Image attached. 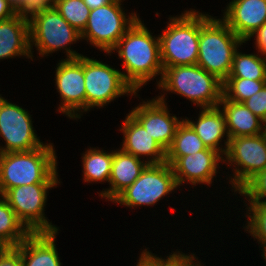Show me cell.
<instances>
[{"instance_id":"6da1fadb","label":"cell","mask_w":266,"mask_h":266,"mask_svg":"<svg viewBox=\"0 0 266 266\" xmlns=\"http://www.w3.org/2000/svg\"><path fill=\"white\" fill-rule=\"evenodd\" d=\"M152 34L139 17L111 52L107 53L111 55L115 51L118 52V59L122 60L121 64L125 70L122 75L136 93L160 75L159 81L156 79L158 85L162 77L159 36Z\"/></svg>"},{"instance_id":"7a4b0ae2","label":"cell","mask_w":266,"mask_h":266,"mask_svg":"<svg viewBox=\"0 0 266 266\" xmlns=\"http://www.w3.org/2000/svg\"><path fill=\"white\" fill-rule=\"evenodd\" d=\"M53 143L31 151L0 153V195L9 189L35 183H61Z\"/></svg>"},{"instance_id":"3957f363","label":"cell","mask_w":266,"mask_h":266,"mask_svg":"<svg viewBox=\"0 0 266 266\" xmlns=\"http://www.w3.org/2000/svg\"><path fill=\"white\" fill-rule=\"evenodd\" d=\"M222 86L221 80L197 64L166 67L157 85L164 94L160 92L161 95L156 98L166 103L165 95L169 92L186 97L191 103L201 107L200 109L216 107L221 101Z\"/></svg>"},{"instance_id":"277c9868","label":"cell","mask_w":266,"mask_h":266,"mask_svg":"<svg viewBox=\"0 0 266 266\" xmlns=\"http://www.w3.org/2000/svg\"><path fill=\"white\" fill-rule=\"evenodd\" d=\"M243 43L221 18L201 12L199 67L223 82L231 72L234 53Z\"/></svg>"},{"instance_id":"5b68a950","label":"cell","mask_w":266,"mask_h":266,"mask_svg":"<svg viewBox=\"0 0 266 266\" xmlns=\"http://www.w3.org/2000/svg\"><path fill=\"white\" fill-rule=\"evenodd\" d=\"M168 19L167 27L158 35L163 69L197 64L201 12L190 8Z\"/></svg>"},{"instance_id":"8992f818","label":"cell","mask_w":266,"mask_h":266,"mask_svg":"<svg viewBox=\"0 0 266 266\" xmlns=\"http://www.w3.org/2000/svg\"><path fill=\"white\" fill-rule=\"evenodd\" d=\"M29 36L32 61L35 60L33 46L37 48V54L42 58L62 49L66 53V59L79 58L83 55L70 49L71 44L81 41L80 32L72 27L55 7L39 14L29 23Z\"/></svg>"},{"instance_id":"52a82bcc","label":"cell","mask_w":266,"mask_h":266,"mask_svg":"<svg viewBox=\"0 0 266 266\" xmlns=\"http://www.w3.org/2000/svg\"><path fill=\"white\" fill-rule=\"evenodd\" d=\"M125 0H112L110 3L91 9L88 22L80 33L81 41L86 40L95 48L110 53L125 32L140 17L136 12L128 15L121 6ZM122 2V3H121Z\"/></svg>"},{"instance_id":"ba28073f","label":"cell","mask_w":266,"mask_h":266,"mask_svg":"<svg viewBox=\"0 0 266 266\" xmlns=\"http://www.w3.org/2000/svg\"><path fill=\"white\" fill-rule=\"evenodd\" d=\"M224 163L228 168L233 167L228 183L237 194L253 177L266 170L265 133L230 138Z\"/></svg>"},{"instance_id":"9c48e42d","label":"cell","mask_w":266,"mask_h":266,"mask_svg":"<svg viewBox=\"0 0 266 266\" xmlns=\"http://www.w3.org/2000/svg\"><path fill=\"white\" fill-rule=\"evenodd\" d=\"M172 166L167 162L148 164L134 183L123 190L112 202L128 208L154 206L177 190Z\"/></svg>"},{"instance_id":"30bf717a","label":"cell","mask_w":266,"mask_h":266,"mask_svg":"<svg viewBox=\"0 0 266 266\" xmlns=\"http://www.w3.org/2000/svg\"><path fill=\"white\" fill-rule=\"evenodd\" d=\"M84 81L86 91V112L107 106L123 95L138 93L125 81L121 70L84 55Z\"/></svg>"},{"instance_id":"8fae6325","label":"cell","mask_w":266,"mask_h":266,"mask_svg":"<svg viewBox=\"0 0 266 266\" xmlns=\"http://www.w3.org/2000/svg\"><path fill=\"white\" fill-rule=\"evenodd\" d=\"M60 183H35L9 189L3 197L18 219L31 233L57 232L59 227L46 218L48 190L56 188ZM48 219V220H47Z\"/></svg>"},{"instance_id":"7c38bea8","label":"cell","mask_w":266,"mask_h":266,"mask_svg":"<svg viewBox=\"0 0 266 266\" xmlns=\"http://www.w3.org/2000/svg\"><path fill=\"white\" fill-rule=\"evenodd\" d=\"M32 115L22 106L12 103L0 94V153L31 151L41 147L33 127Z\"/></svg>"},{"instance_id":"4fadbf2b","label":"cell","mask_w":266,"mask_h":266,"mask_svg":"<svg viewBox=\"0 0 266 266\" xmlns=\"http://www.w3.org/2000/svg\"><path fill=\"white\" fill-rule=\"evenodd\" d=\"M57 63L54 80L61 103L56 111L70 119H80L83 112L86 114L84 55Z\"/></svg>"},{"instance_id":"5bb4252c","label":"cell","mask_w":266,"mask_h":266,"mask_svg":"<svg viewBox=\"0 0 266 266\" xmlns=\"http://www.w3.org/2000/svg\"><path fill=\"white\" fill-rule=\"evenodd\" d=\"M140 103L137 107H133L129 113L167 151L184 118L180 117L179 120V117L171 114L168 110V103H164L156 97Z\"/></svg>"},{"instance_id":"9a60e30c","label":"cell","mask_w":266,"mask_h":266,"mask_svg":"<svg viewBox=\"0 0 266 266\" xmlns=\"http://www.w3.org/2000/svg\"><path fill=\"white\" fill-rule=\"evenodd\" d=\"M219 163L224 164V156L220 152L208 148L181 156L171 166L179 188L185 182L194 187L198 184L210 187L214 182L213 178L217 176L221 167Z\"/></svg>"},{"instance_id":"2e32d148","label":"cell","mask_w":266,"mask_h":266,"mask_svg":"<svg viewBox=\"0 0 266 266\" xmlns=\"http://www.w3.org/2000/svg\"><path fill=\"white\" fill-rule=\"evenodd\" d=\"M122 126V127H121ZM119 131L123 134L120 149L125 153L142 159L147 164H162L166 162V151L156 142L145 128L130 114H126ZM141 157V158H140Z\"/></svg>"},{"instance_id":"e0dca14e","label":"cell","mask_w":266,"mask_h":266,"mask_svg":"<svg viewBox=\"0 0 266 266\" xmlns=\"http://www.w3.org/2000/svg\"><path fill=\"white\" fill-rule=\"evenodd\" d=\"M221 19L244 42L266 22V0H231Z\"/></svg>"},{"instance_id":"ac0fdd59","label":"cell","mask_w":266,"mask_h":266,"mask_svg":"<svg viewBox=\"0 0 266 266\" xmlns=\"http://www.w3.org/2000/svg\"><path fill=\"white\" fill-rule=\"evenodd\" d=\"M184 120L194 129L207 148L216 150L225 156L229 145V134L226 117L220 106L202 108L196 121L188 117ZM222 139L224 145H222Z\"/></svg>"},{"instance_id":"d6986e66","label":"cell","mask_w":266,"mask_h":266,"mask_svg":"<svg viewBox=\"0 0 266 266\" xmlns=\"http://www.w3.org/2000/svg\"><path fill=\"white\" fill-rule=\"evenodd\" d=\"M147 165L144 158L139 159L116 148L113 150L110 187L100 191L99 196L112 202L123 190L134 183Z\"/></svg>"},{"instance_id":"ffe728a7","label":"cell","mask_w":266,"mask_h":266,"mask_svg":"<svg viewBox=\"0 0 266 266\" xmlns=\"http://www.w3.org/2000/svg\"><path fill=\"white\" fill-rule=\"evenodd\" d=\"M59 232L31 233L15 248L21 253L23 266H62L56 248Z\"/></svg>"},{"instance_id":"44dd1931","label":"cell","mask_w":266,"mask_h":266,"mask_svg":"<svg viewBox=\"0 0 266 266\" xmlns=\"http://www.w3.org/2000/svg\"><path fill=\"white\" fill-rule=\"evenodd\" d=\"M28 58L30 53L29 23L16 15L0 20V60L16 57Z\"/></svg>"},{"instance_id":"7402d4cb","label":"cell","mask_w":266,"mask_h":266,"mask_svg":"<svg viewBox=\"0 0 266 266\" xmlns=\"http://www.w3.org/2000/svg\"><path fill=\"white\" fill-rule=\"evenodd\" d=\"M219 106L226 117L229 139L264 133V121L254 115L243 103L230 101L222 95Z\"/></svg>"},{"instance_id":"603a6c76","label":"cell","mask_w":266,"mask_h":266,"mask_svg":"<svg viewBox=\"0 0 266 266\" xmlns=\"http://www.w3.org/2000/svg\"><path fill=\"white\" fill-rule=\"evenodd\" d=\"M81 155L84 183H109L113 150L106 152V150H101V148L99 149L98 147H89Z\"/></svg>"},{"instance_id":"cb8c5ba5","label":"cell","mask_w":266,"mask_h":266,"mask_svg":"<svg viewBox=\"0 0 266 266\" xmlns=\"http://www.w3.org/2000/svg\"><path fill=\"white\" fill-rule=\"evenodd\" d=\"M31 232L18 219L8 201L0 195V248L16 247Z\"/></svg>"},{"instance_id":"d4e9b609","label":"cell","mask_w":266,"mask_h":266,"mask_svg":"<svg viewBox=\"0 0 266 266\" xmlns=\"http://www.w3.org/2000/svg\"><path fill=\"white\" fill-rule=\"evenodd\" d=\"M208 149L194 129L183 120L178 126L173 142L166 151V162L172 165L179 157Z\"/></svg>"},{"instance_id":"484cf974","label":"cell","mask_w":266,"mask_h":266,"mask_svg":"<svg viewBox=\"0 0 266 266\" xmlns=\"http://www.w3.org/2000/svg\"><path fill=\"white\" fill-rule=\"evenodd\" d=\"M238 50L234 53L232 69L227 78L266 80V57L259 52L245 54Z\"/></svg>"},{"instance_id":"4316f807","label":"cell","mask_w":266,"mask_h":266,"mask_svg":"<svg viewBox=\"0 0 266 266\" xmlns=\"http://www.w3.org/2000/svg\"><path fill=\"white\" fill-rule=\"evenodd\" d=\"M265 84L266 80L226 78L223 81L222 95L230 101L242 103L260 91Z\"/></svg>"},{"instance_id":"83f0119b","label":"cell","mask_w":266,"mask_h":266,"mask_svg":"<svg viewBox=\"0 0 266 266\" xmlns=\"http://www.w3.org/2000/svg\"><path fill=\"white\" fill-rule=\"evenodd\" d=\"M248 205V206H247ZM247 225L243 227L254 240L257 239L260 250L266 249V203H245Z\"/></svg>"},{"instance_id":"f1b7e54d","label":"cell","mask_w":266,"mask_h":266,"mask_svg":"<svg viewBox=\"0 0 266 266\" xmlns=\"http://www.w3.org/2000/svg\"><path fill=\"white\" fill-rule=\"evenodd\" d=\"M54 7L77 31L81 33L84 30L91 9L83 0H55Z\"/></svg>"},{"instance_id":"f546056e","label":"cell","mask_w":266,"mask_h":266,"mask_svg":"<svg viewBox=\"0 0 266 266\" xmlns=\"http://www.w3.org/2000/svg\"><path fill=\"white\" fill-rule=\"evenodd\" d=\"M238 194L247 198L244 202L266 203V170L253 177Z\"/></svg>"},{"instance_id":"4dcf8cb0","label":"cell","mask_w":266,"mask_h":266,"mask_svg":"<svg viewBox=\"0 0 266 266\" xmlns=\"http://www.w3.org/2000/svg\"><path fill=\"white\" fill-rule=\"evenodd\" d=\"M54 3L55 0H24L15 10V15L31 23L39 14L54 8Z\"/></svg>"},{"instance_id":"1f68e13d","label":"cell","mask_w":266,"mask_h":266,"mask_svg":"<svg viewBox=\"0 0 266 266\" xmlns=\"http://www.w3.org/2000/svg\"><path fill=\"white\" fill-rule=\"evenodd\" d=\"M161 266H201V261L196 258L195 253L173 251L165 258L161 256Z\"/></svg>"},{"instance_id":"d6a6232c","label":"cell","mask_w":266,"mask_h":266,"mask_svg":"<svg viewBox=\"0 0 266 266\" xmlns=\"http://www.w3.org/2000/svg\"><path fill=\"white\" fill-rule=\"evenodd\" d=\"M254 115L266 120V84L264 87L242 102Z\"/></svg>"},{"instance_id":"836d02e7","label":"cell","mask_w":266,"mask_h":266,"mask_svg":"<svg viewBox=\"0 0 266 266\" xmlns=\"http://www.w3.org/2000/svg\"><path fill=\"white\" fill-rule=\"evenodd\" d=\"M0 266H23L21 253L15 247L0 248Z\"/></svg>"},{"instance_id":"e575fe53","label":"cell","mask_w":266,"mask_h":266,"mask_svg":"<svg viewBox=\"0 0 266 266\" xmlns=\"http://www.w3.org/2000/svg\"><path fill=\"white\" fill-rule=\"evenodd\" d=\"M255 37V38H254ZM251 38H254L255 40V46L257 52L264 55L266 57V22L258 29L256 30L249 38L245 41H250Z\"/></svg>"},{"instance_id":"d590c367","label":"cell","mask_w":266,"mask_h":266,"mask_svg":"<svg viewBox=\"0 0 266 266\" xmlns=\"http://www.w3.org/2000/svg\"><path fill=\"white\" fill-rule=\"evenodd\" d=\"M139 256L136 266H161V256H157L147 248L142 250Z\"/></svg>"},{"instance_id":"8d00e7d4","label":"cell","mask_w":266,"mask_h":266,"mask_svg":"<svg viewBox=\"0 0 266 266\" xmlns=\"http://www.w3.org/2000/svg\"><path fill=\"white\" fill-rule=\"evenodd\" d=\"M15 15L14 8L9 4L8 0H0V20L8 19Z\"/></svg>"},{"instance_id":"74e56055","label":"cell","mask_w":266,"mask_h":266,"mask_svg":"<svg viewBox=\"0 0 266 266\" xmlns=\"http://www.w3.org/2000/svg\"><path fill=\"white\" fill-rule=\"evenodd\" d=\"M83 1L90 9H96L100 6L110 3L112 0H83Z\"/></svg>"},{"instance_id":"f35d334b","label":"cell","mask_w":266,"mask_h":266,"mask_svg":"<svg viewBox=\"0 0 266 266\" xmlns=\"http://www.w3.org/2000/svg\"><path fill=\"white\" fill-rule=\"evenodd\" d=\"M9 4L14 8V10L17 9L18 6H20L24 0H8Z\"/></svg>"},{"instance_id":"ab89813d","label":"cell","mask_w":266,"mask_h":266,"mask_svg":"<svg viewBox=\"0 0 266 266\" xmlns=\"http://www.w3.org/2000/svg\"><path fill=\"white\" fill-rule=\"evenodd\" d=\"M261 256L263 257V259H265V262H266V249H261Z\"/></svg>"},{"instance_id":"60d3db41","label":"cell","mask_w":266,"mask_h":266,"mask_svg":"<svg viewBox=\"0 0 266 266\" xmlns=\"http://www.w3.org/2000/svg\"><path fill=\"white\" fill-rule=\"evenodd\" d=\"M264 133L266 135V120L264 121Z\"/></svg>"}]
</instances>
